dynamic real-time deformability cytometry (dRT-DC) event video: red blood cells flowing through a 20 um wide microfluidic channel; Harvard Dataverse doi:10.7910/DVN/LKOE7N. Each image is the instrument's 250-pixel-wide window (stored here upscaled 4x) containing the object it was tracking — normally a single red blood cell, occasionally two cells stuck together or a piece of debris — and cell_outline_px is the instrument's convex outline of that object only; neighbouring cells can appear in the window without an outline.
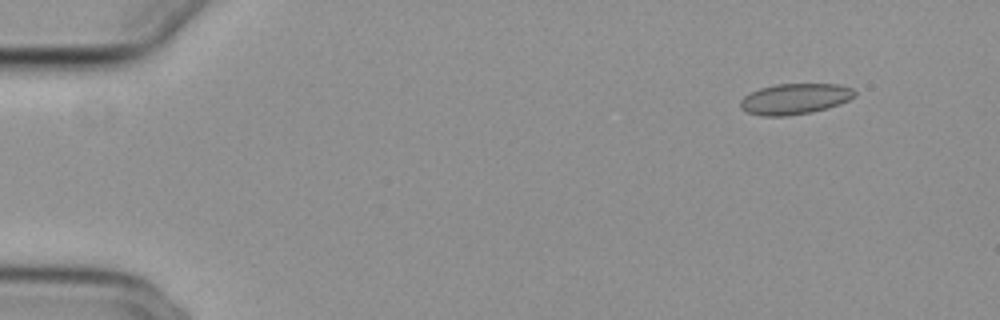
{"species": "common noctule bat (a hibernating species)", "species_latin": "Nyctalus noctula", "temperature_condition": "cold", "stored_images_in_passage": 10, "camera_frame_rate_fps": 3000, "um_per_image_px": 0.085, "animal": {"sex": "female", "body_mass_g": 29.2, "forearm_length_mm": 56.3}, "frame": {"image": 1, "passage_image": 1, "time_ms": 0.0, "image_size_px": [1000, 320], "cell_outline_px": [[856, 96], [840, 104], [828, 108], [812, 112], [788, 116], [760, 116], [748, 112], [740, 108], [740, 100], [744, 96], [760, 88], [776, 84], [840, 84], [852, 88], [856, 92]], "centroid_in_image_um": [67.58, 8.41], "position_along_channel_um": 17.4, "area_um2": 20.63}}